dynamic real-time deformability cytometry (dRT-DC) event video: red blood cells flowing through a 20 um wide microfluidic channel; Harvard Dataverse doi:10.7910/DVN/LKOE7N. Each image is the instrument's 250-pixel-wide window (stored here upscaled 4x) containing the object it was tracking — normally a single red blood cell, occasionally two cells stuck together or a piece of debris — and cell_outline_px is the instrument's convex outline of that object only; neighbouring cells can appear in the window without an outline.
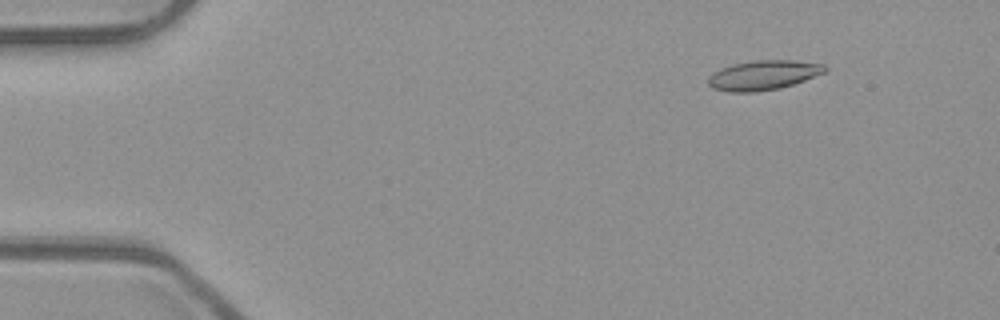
{"species": "common noctule bat (a hibernating species)", "species_latin": "Nyctalus noctula", "temperature_condition": "room temperature", "stored_images_in_passage": 47, "camera_frame_rate_fps": 3000, "um_per_image_px": 0.085, "animal": {"sex": "male", "body_mass_g": 23.1, "forearm_length_mm": 52.7}, "frame": {"image": 1, "passage_image": 1, "time_ms": 0.0, "image_size_px": [1000, 320], "cell_outline_px": [[828, 68], [824, 72], [804, 80], [780, 88], [756, 92], [728, 92], [712, 88], [708, 84], [708, 76], [712, 72], [720, 68], [732, 64], [752, 60], [792, 60], [824, 64]], "centroid_in_image_um": [64.83, 6.38], "position_along_channel_um": 20.2, "area_um2": 20.23}}
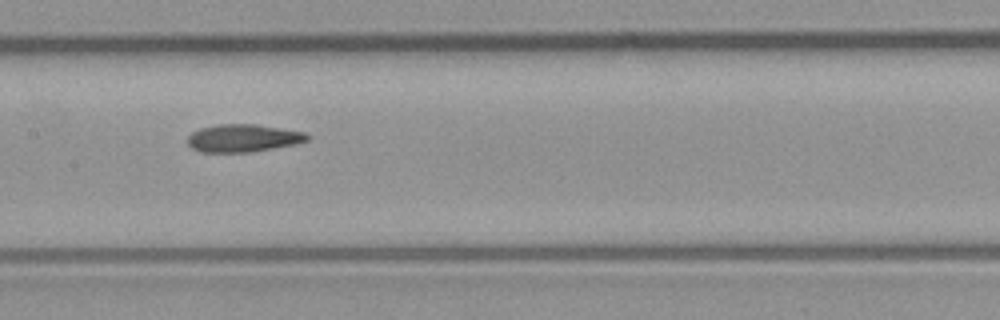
{"frame": {"image": 2, "passage_image": 21, "time_ms": 6.667, "image_size_px": [1000, 320], "cell_outline_px": [[308, 140], [296, 144], [248, 152], [200, 152], [192, 148], [188, 144], [188, 136], [192, 132], [200, 128], [216, 124], [256, 124], [304, 132], [308, 136]], "centroid_in_image_um": [20.62, 11.73], "position_along_channel_um": 186.8, "area_um2": 19.19}}
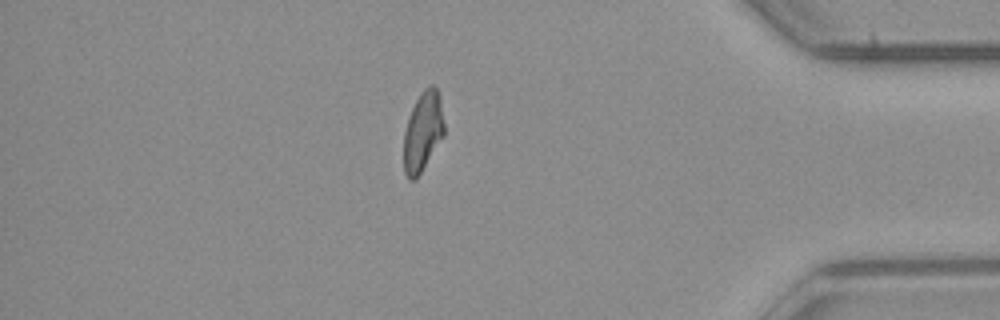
{"frame": {"image": 3, "passage_image": 40, "time_ms": 13.0, "image_size_px": [1000, 320], "cell_outline_px": [[444, 136], [420, 172], [412, 180], [408, 180], [404, 172], [404, 132], [408, 116], [420, 92], [424, 88], [432, 84], [436, 88], [440, 96], [444, 124]], "centroid_in_image_um": [35.94, 11.14], "position_along_channel_um": 399.3, "area_um2": 18.67}, "authors_computed_cell_mechanics": {"area_um2": 19.2474, "velocity_mm_per_s": 3.9362, "shape_relaxation_time_tau1_ms": null, "shape_relaxation_time_tau2_ms": 4.1078, "deformation_change_tau1": null, "deformation_change_tau2": 0.1236}}